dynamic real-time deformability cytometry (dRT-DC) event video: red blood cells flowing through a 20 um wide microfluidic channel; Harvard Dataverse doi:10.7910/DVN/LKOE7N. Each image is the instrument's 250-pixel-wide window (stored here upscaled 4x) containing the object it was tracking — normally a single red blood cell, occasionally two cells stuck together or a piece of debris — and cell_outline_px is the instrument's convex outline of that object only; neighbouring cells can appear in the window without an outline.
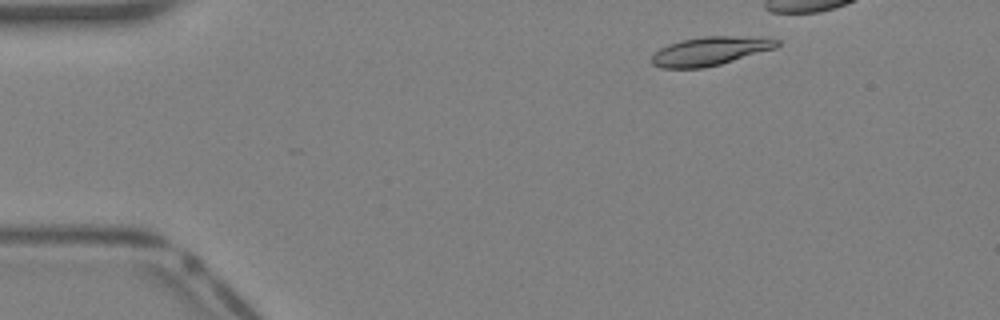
{"species": "Egyptian fruit bat (a non-hibernating species)", "species_latin": "Rousettus aegyptiacus", "temperature_condition": "warm", "stored_images_in_passage": 31, "camera_frame_rate_fps": 3000, "um_per_image_px": 0.085, "animal": {"sex": "female"}, "frame": {"image": 1, "passage_image": 5, "time_ms": 1.333, "image_size_px": [1000, 320], "cell_outline_px": [[780, 44], [776, 48], [720, 64], [704, 68], [660, 68], [652, 64], [652, 56], [660, 48], [668, 44], [680, 40], [704, 36], [768, 36], [780, 40]], "centroid_in_image_um": [60.42, 4.32], "position_along_channel_um": 24.6, "area_um2": 21.21}}
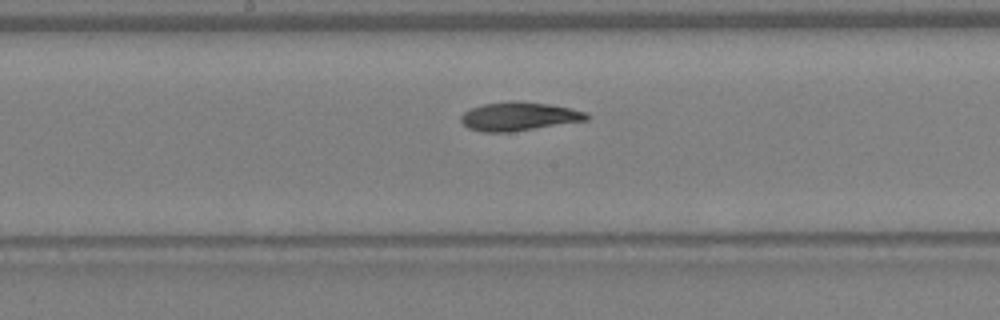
{"frame": {"image": 2, "passage_image": 20, "time_ms": 6.333, "image_size_px": [1000, 320], "cell_outline_px": [[592, 116], [588, 120], [512, 132], [484, 132], [468, 128], [460, 120], [460, 116], [464, 112], [472, 108], [484, 104], [512, 100], [548, 104], [588, 112]], "centroid_in_image_um": [44.13, 9.9], "position_along_channel_um": 204.1, "area_um2": 20.98}}
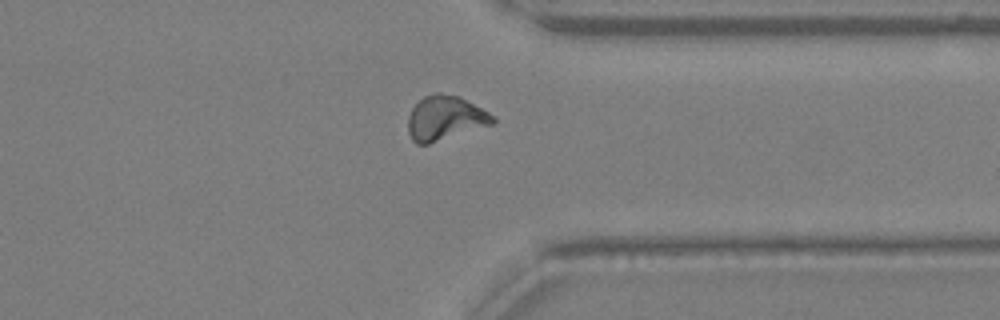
{"frame": {"image": 3, "passage_image": 30, "time_ms": 9.667, "image_size_px": [1000, 320], "cell_outline_px": [[496, 120], [492, 124], [428, 144], [416, 144], [412, 140], [408, 132], [408, 116], [412, 108], [424, 96], [436, 92], [440, 92], [460, 96], [488, 112]], "centroid_in_image_um": [37.8, 10.02], "position_along_channel_um": 373.6, "area_um2": 21.79}}